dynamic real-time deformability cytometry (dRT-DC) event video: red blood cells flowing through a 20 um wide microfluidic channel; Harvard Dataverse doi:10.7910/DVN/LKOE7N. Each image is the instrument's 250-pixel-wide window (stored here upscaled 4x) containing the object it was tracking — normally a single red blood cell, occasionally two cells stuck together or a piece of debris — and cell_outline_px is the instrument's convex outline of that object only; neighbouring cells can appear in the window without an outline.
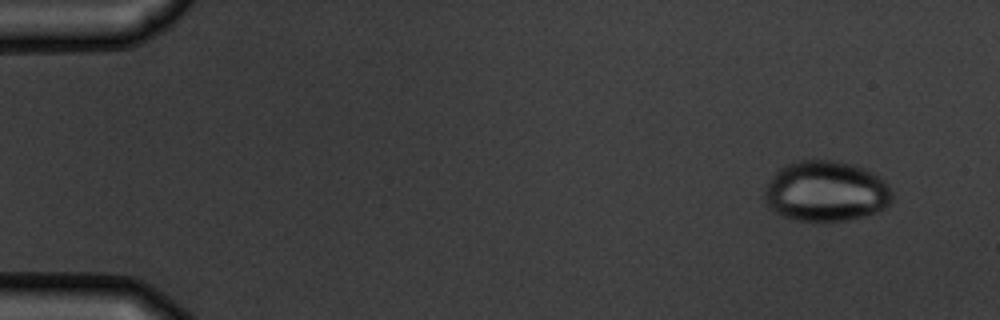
{"species": "common noctule bat (a hibernating species)", "species_latin": "Nyctalus noctula", "temperature_condition": "warm", "stored_images_in_passage": 15, "camera_frame_rate_fps": 3000, "um_per_image_px": 0.085, "animal": {"sex": "male", "body_mass_g": 19.5, "forearm_length_mm": 54.6}, "frame": {"image": 1, "passage_image": 1, "time_ms": 0.0, "image_size_px": [1000, 320], "cell_outline_px": [[892, 200], [884, 208], [876, 212], [864, 216], [844, 220], [796, 220], [780, 216], [764, 200], [764, 192], [768, 180], [784, 164], [796, 160], [840, 160], [864, 168], [880, 176], [888, 184], [892, 192]], "centroid_in_image_um": [70.2, 16.23], "position_along_channel_um": 14.8, "area_um2": 45.2}}
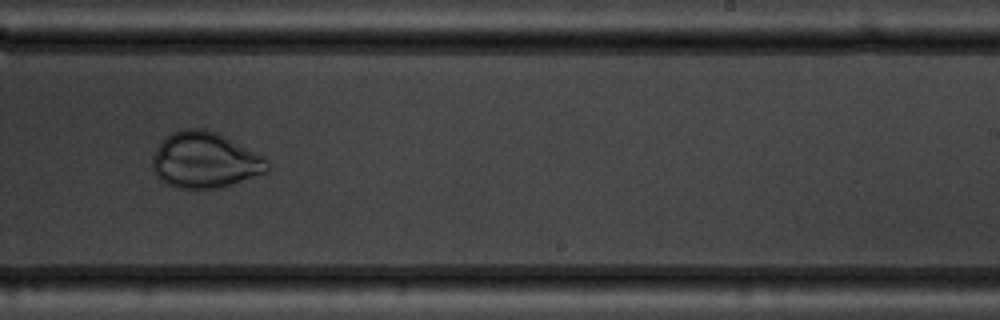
{"frame": {"image": 2, "passage_image": 9, "time_ms": 10.0, "image_size_px": [1000, 320], "cell_outline_px": [[268, 172], [220, 188], [176, 188], [164, 184], [156, 176], [152, 168], [152, 160], [160, 144], [172, 132], [184, 128], [204, 128], [216, 132], [264, 156], [268, 160]], "centroid_in_image_um": [17.42, 13.63], "position_along_channel_um": 271.6, "area_um2": 37.4}}